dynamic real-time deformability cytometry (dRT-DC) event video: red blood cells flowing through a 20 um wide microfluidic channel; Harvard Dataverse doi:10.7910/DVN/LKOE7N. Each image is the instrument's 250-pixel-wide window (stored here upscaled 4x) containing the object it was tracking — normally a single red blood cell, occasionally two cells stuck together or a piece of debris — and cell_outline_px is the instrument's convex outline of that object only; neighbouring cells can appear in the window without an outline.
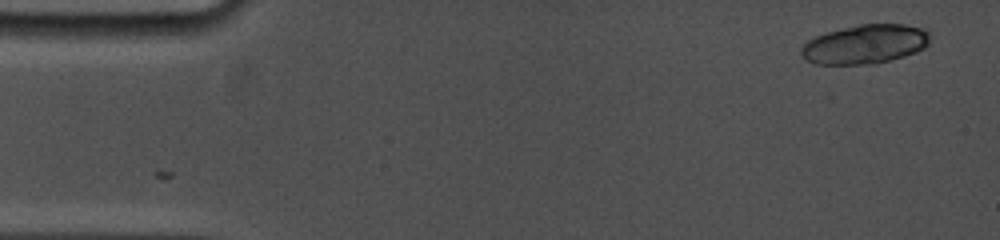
{"species": "common noctule bat (a hibernating species)", "species_latin": "Nyctalus noctula", "temperature_condition": "cold", "stored_images_in_passage": 16, "camera_frame_rate_fps": 5000, "um_per_image_px": 0.085, "animal": {"sex": "female", "body_mass_g": 19.0, "forearm_length_mm": 53.3}, "frame": {"image": 1, "passage_image": 1, "time_ms": 0.0, "image_size_px": [1000, 240], "cell_outline_px": [[928, 44], [924, 48], [916, 52], [904, 56], [876, 64], [816, 64], [804, 60], [800, 56], [800, 48], [808, 40], [816, 36], [828, 32], [860, 24], [904, 24], [924, 28], [928, 32]], "centroid_in_image_um": [73.51, 3.77], "position_along_channel_um": 11.5, "area_um2": 29.42}}